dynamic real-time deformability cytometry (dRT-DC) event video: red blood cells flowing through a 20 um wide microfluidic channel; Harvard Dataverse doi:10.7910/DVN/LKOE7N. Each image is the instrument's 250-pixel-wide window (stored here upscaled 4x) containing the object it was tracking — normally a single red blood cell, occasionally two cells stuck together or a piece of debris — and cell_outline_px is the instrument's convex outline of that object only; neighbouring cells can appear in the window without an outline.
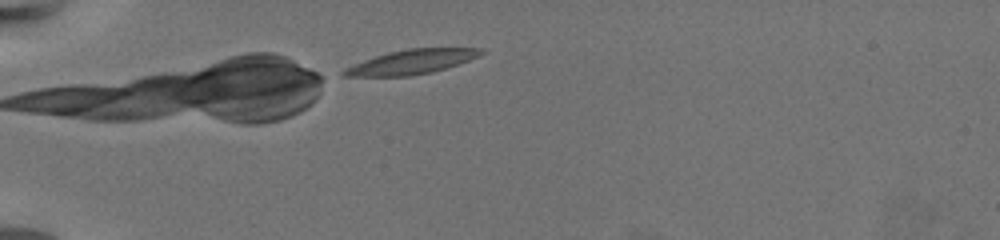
{"species": "common noctule bat (a hibernating species)", "species_latin": "Nyctalus noctula", "temperature_condition": "warm", "stored_images_in_passage": 25, "camera_frame_rate_fps": 3000, "um_per_image_px": 0.085, "animal": {"sex": "female", "body_mass_g": 19.5, "forearm_length_mm": 54.1}, "frame": {"image": 1, "passage_image": 1, "time_ms": 0.0, "image_size_px": [1000, 240], "cell_outline_px": [[484, 52], [480, 56], [432, 72], [408, 76], [344, 76], [340, 72], [364, 60], [388, 52], [408, 48], [480, 48]], "centroid_in_image_um": [35.0, 5.25], "position_along_channel_um": 50.0, "area_um2": 19.07}}
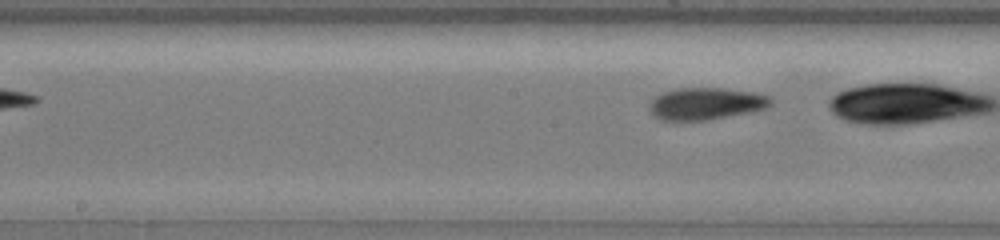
{"frame": {"image": 2, "passage_image": 8, "time_ms": 2.333, "image_size_px": [1000, 240], "cell_outline_px": [[772, 104], [764, 108], [752, 112], [708, 120], [660, 120], [652, 116], [648, 108], [648, 104], [656, 96], [664, 92], [680, 88], [724, 88], [752, 92], [772, 96]], "centroid_in_image_um": [60.0, 8.82], "position_along_channel_um": 188.2, "area_um2": 22.83}}